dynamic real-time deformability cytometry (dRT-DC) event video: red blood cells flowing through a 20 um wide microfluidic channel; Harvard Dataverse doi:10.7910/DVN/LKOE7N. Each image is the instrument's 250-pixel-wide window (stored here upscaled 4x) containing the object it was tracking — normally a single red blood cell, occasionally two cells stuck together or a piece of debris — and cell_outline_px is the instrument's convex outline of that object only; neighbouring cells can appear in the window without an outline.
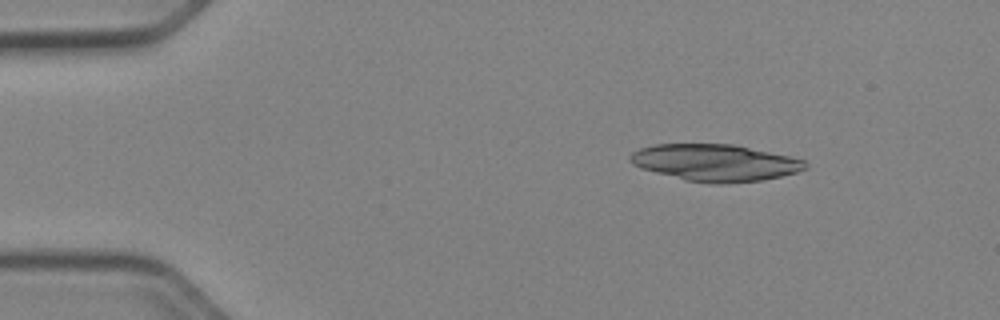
{"species": "Egyptian fruit bat (a non-hibernating species)", "species_latin": "Rousettus aegyptiacus", "temperature_condition": "cold", "stored_images_in_passage": 15, "camera_frame_rate_fps": 3000, "um_per_image_px": 0.085, "animal": {"sex": "female"}, "frame": {"image": 1, "passage_image": 7, "time_ms": 2.0, "image_size_px": [1000, 320], "cell_outline_px": [[808, 168], [796, 172], [764, 180], [724, 184], [712, 184], [684, 180], [640, 168], [632, 164], [628, 160], [628, 156], [632, 152], [640, 148], [652, 144], [736, 144], [788, 156], [804, 160], [808, 164]], "centroid_in_image_um": [60.76, 13.83], "position_along_channel_um": 24.2, "area_um2": 37.92}}